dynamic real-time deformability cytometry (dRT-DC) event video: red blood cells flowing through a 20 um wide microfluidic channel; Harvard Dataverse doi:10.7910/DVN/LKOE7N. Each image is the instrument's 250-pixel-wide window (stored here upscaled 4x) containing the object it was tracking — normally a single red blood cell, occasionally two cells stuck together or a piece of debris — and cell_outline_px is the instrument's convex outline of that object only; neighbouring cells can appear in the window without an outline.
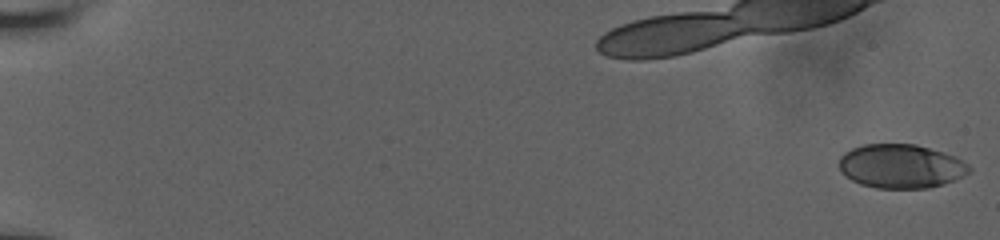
{"species": "human", "species_latin": "Homo sapiens", "temperature_condition": "room temperature", "stored_images_in_passage": 13, "camera_frame_rate_fps": 3000, "um_per_image_px": 0.085, "donor": {"sex": "male"}, "frame": {"image": 1, "passage_image": 1, "time_ms": 0.0, "image_size_px": [1000, 240], "cell_outline_px": [[972, 168], [968, 172], [956, 180], [944, 184], [928, 188], [876, 188], [860, 184], [844, 176], [840, 172], [840, 156], [844, 152], [852, 148], [864, 144], [916, 144], [956, 156], [968, 164]], "centroid_in_image_um": [76.57, 14.13], "position_along_channel_um": 8.4, "area_um2": 33.52}}
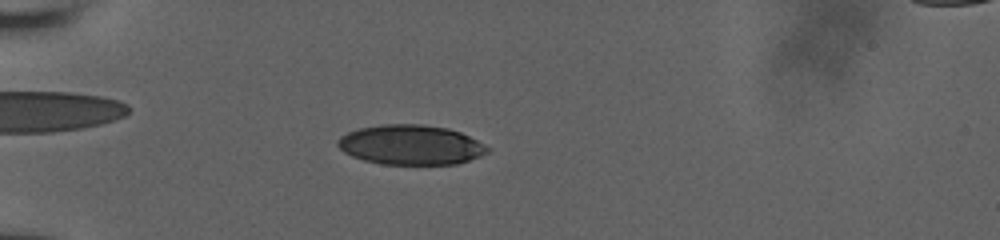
{"frame": {"image": 2, "passage_image": 10, "time_ms": 6.0, "image_size_px": [1000, 240], "cell_outline_px": [[492, 148], [488, 152], [480, 156], [456, 164], [380, 164], [364, 160], [352, 156], [344, 152], [336, 144], [336, 140], [340, 136], [348, 132], [360, 128], [380, 124], [424, 124], [448, 128], [460, 132]], "centroid_in_image_um": [34.9, 12.31], "position_along_channel_um": 50.1, "area_um2": 34.8}}
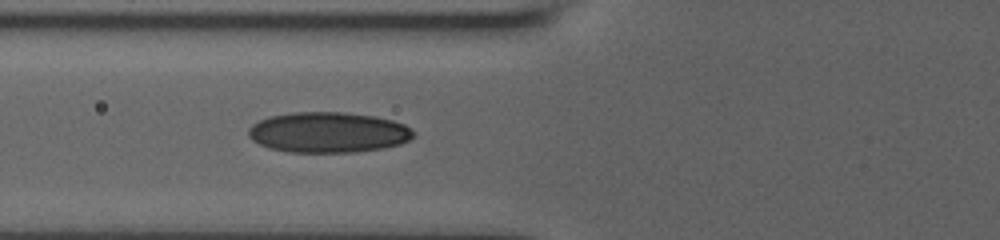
{"frame": {"image": 3, "passage_image": 13, "time_ms": 8.0, "image_size_px": [1000, 240], "cell_outline_px": [[416, 136], [400, 144], [384, 148], [356, 152], [288, 152], [268, 148], [252, 140], [248, 136], [248, 128], [252, 124], [268, 116], [292, 112], [344, 112], [376, 116], [392, 120], [404, 124], [416, 132]], "centroid_in_image_um": [27.9, 11.25], "position_along_channel_um": 97.9, "area_um2": 39.36}}